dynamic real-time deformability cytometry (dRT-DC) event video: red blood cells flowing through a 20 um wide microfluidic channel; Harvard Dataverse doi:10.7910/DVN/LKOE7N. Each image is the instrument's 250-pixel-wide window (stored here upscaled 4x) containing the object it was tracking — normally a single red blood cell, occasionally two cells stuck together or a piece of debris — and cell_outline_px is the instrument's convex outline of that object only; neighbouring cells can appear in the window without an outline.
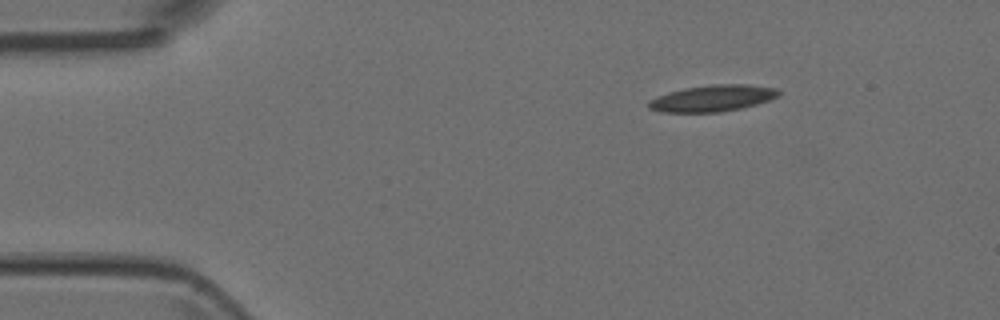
{"species": "Egyptian fruit bat (a non-hibernating species)", "species_latin": "Rousettus aegyptiacus", "temperature_condition": "room temperature", "stored_images_in_passage": 6, "camera_frame_rate_fps": 3000, "um_per_image_px": 0.085, "animal": {"sex": "female"}, "frame": {"image": 1, "passage_image": 6, "time_ms": 1.667, "image_size_px": [1000, 320], "cell_outline_px": [[780, 92], [776, 96], [768, 100], [756, 104], [740, 108], [720, 112], [664, 112], [648, 108], [648, 100], [668, 92], [684, 88], [712, 84], [748, 84], [776, 88]], "centroid_in_image_um": [60.54, 8.34], "position_along_channel_um": 24.5, "area_um2": 19.88}}